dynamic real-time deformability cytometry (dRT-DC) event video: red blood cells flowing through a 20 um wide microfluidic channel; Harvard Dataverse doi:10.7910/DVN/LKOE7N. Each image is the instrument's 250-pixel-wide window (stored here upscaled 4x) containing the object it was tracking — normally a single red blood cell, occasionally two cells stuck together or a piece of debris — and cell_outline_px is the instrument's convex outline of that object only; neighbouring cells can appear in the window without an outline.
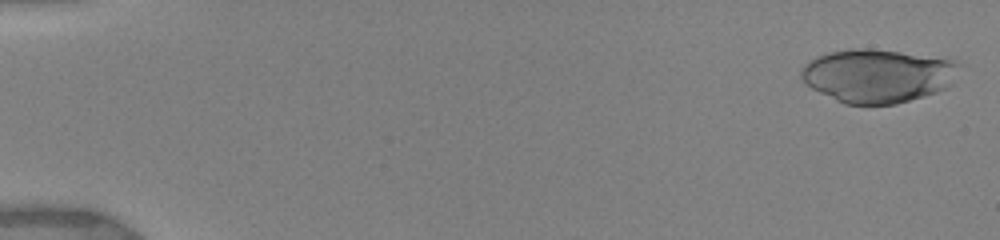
{"species": "human", "species_latin": "Homo sapiens", "temperature_condition": "warm", "stored_images_in_passage": 31, "camera_frame_rate_fps": 3000, "um_per_image_px": 0.085, "donor": {"sex": "female"}, "frame": {"image": 1, "passage_image": 1, "time_ms": 0.0, "image_size_px": [1000, 240], "cell_outline_px": [[956, 64], [952, 84], [948, 88], [924, 96], [896, 104], [844, 104], [812, 88], [800, 76], [800, 72], [804, 64], [816, 56], [832, 52], [852, 48], [868, 48], [948, 56]], "centroid_in_image_um": [74.62, 6.41], "position_along_channel_um": 10.4, "area_um2": 49.48}}
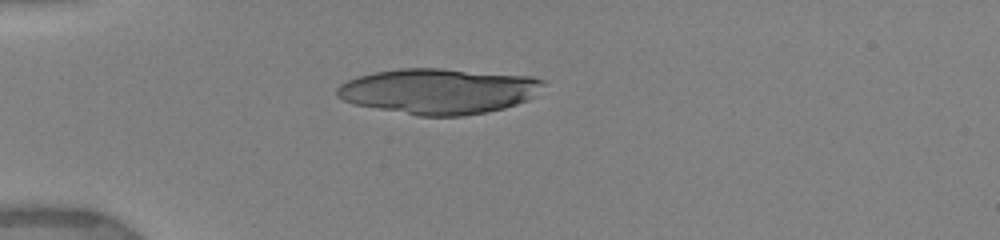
{"frame": {"image": 2, "passage_image": 27, "time_ms": 4.333, "image_size_px": [1000, 240], "cell_outline_px": [[544, 84], [536, 96], [528, 100], [504, 108], [464, 116], [416, 116], [352, 104], [336, 96], [336, 88], [340, 84], [356, 76], [376, 72], [400, 68], [440, 68], [532, 76], [544, 80]], "centroid_in_image_um": [37.27, 7.75], "position_along_channel_um": 47.7, "area_um2": 55.08}}